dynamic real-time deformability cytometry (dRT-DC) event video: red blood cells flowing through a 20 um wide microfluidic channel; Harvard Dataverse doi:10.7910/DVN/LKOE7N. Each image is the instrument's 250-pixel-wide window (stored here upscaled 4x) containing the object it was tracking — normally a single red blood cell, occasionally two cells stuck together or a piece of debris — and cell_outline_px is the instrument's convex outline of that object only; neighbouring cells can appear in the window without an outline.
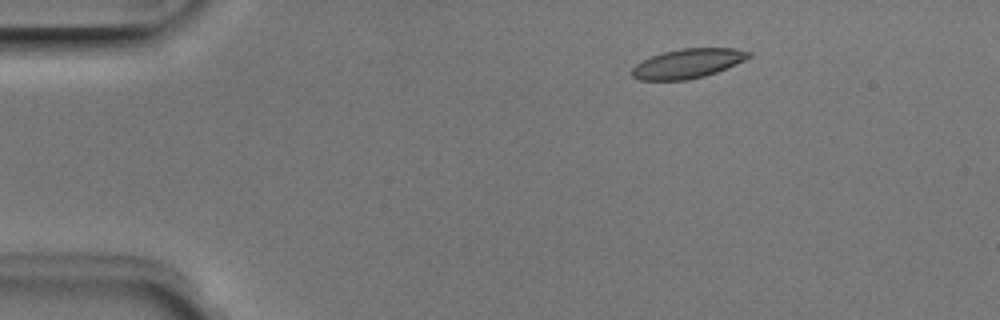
{"species": "Egyptian fruit bat (a non-hibernating species)", "species_latin": "Rousettus aegyptiacus", "temperature_condition": "room temperature", "stored_images_in_passage": 5, "camera_frame_rate_fps": 3000, "um_per_image_px": 0.085, "animal": {"sex": "male"}, "frame": {"image": 1, "passage_image": 3, "time_ms": 0.667, "image_size_px": [1000, 320], "cell_outline_px": [[752, 56], [736, 64], [716, 72], [704, 76], [688, 80], [640, 80], [632, 76], [632, 68], [636, 64], [652, 56], [664, 52], [680, 48], [736, 48], [752, 52]], "centroid_in_image_um": [58.49, 5.39], "position_along_channel_um": 26.5, "area_um2": 19.94}}
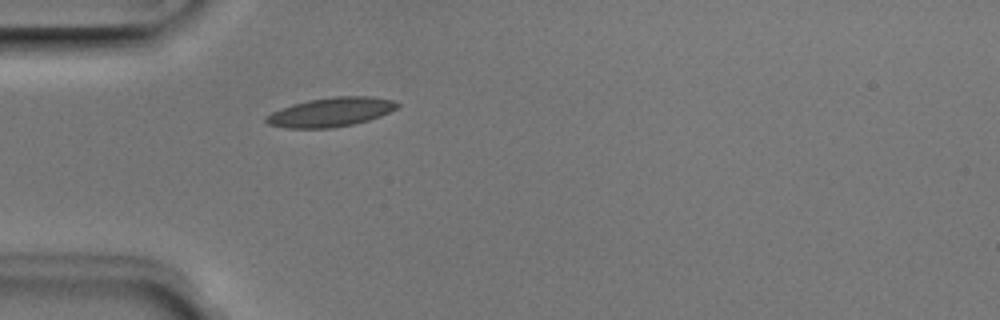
{"frame": {"image": 2, "passage_image": 5, "time_ms": 1.333, "image_size_px": [1000, 320], "cell_outline_px": [[400, 104], [396, 108], [380, 116], [368, 120], [352, 124], [328, 128], [288, 128], [268, 124], [264, 120], [264, 116], [280, 108], [292, 104], [308, 100], [336, 96], [372, 96], [392, 100]], "centroid_in_image_um": [28.08, 9.52], "position_along_channel_um": 56.9, "area_um2": 22.14}}